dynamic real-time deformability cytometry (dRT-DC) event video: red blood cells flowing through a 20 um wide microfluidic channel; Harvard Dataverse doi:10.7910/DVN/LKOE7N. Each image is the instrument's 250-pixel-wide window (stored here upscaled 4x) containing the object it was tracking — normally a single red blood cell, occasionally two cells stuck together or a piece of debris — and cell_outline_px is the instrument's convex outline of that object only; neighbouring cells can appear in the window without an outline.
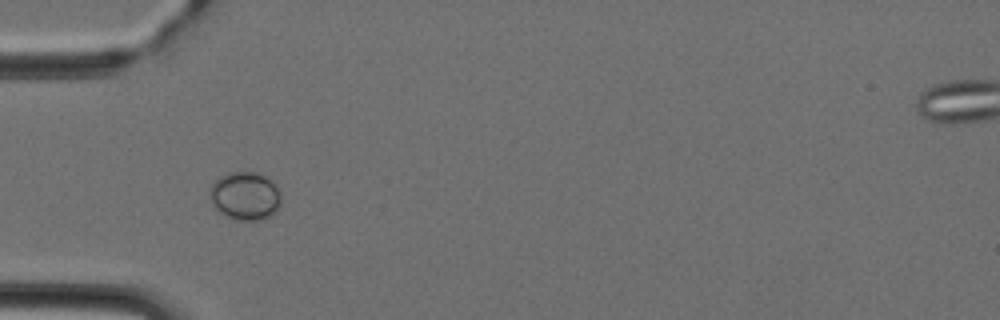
{"species": "Egyptian fruit bat (a non-hibernating species)", "species_latin": "Rousettus aegyptiacus", "temperature_condition": "cold", "stored_images_in_passage": 48, "camera_frame_rate_fps": 3000, "um_per_image_px": 0.085, "animal": {"sex": "female"}, "frame": {"image": 1, "passage_image": 15, "time_ms": 4.667, "image_size_px": [1000, 320], "cell_outline_px": [[280, 204], [276, 212], [264, 220], [236, 220], [220, 212], [212, 204], [208, 192], [212, 184], [220, 176], [228, 172], [252, 172], [264, 176], [272, 180], [276, 184], [280, 192]], "centroid_in_image_um": [20.84, 16.66], "position_along_channel_um": 64.2, "area_um2": 20.17}}
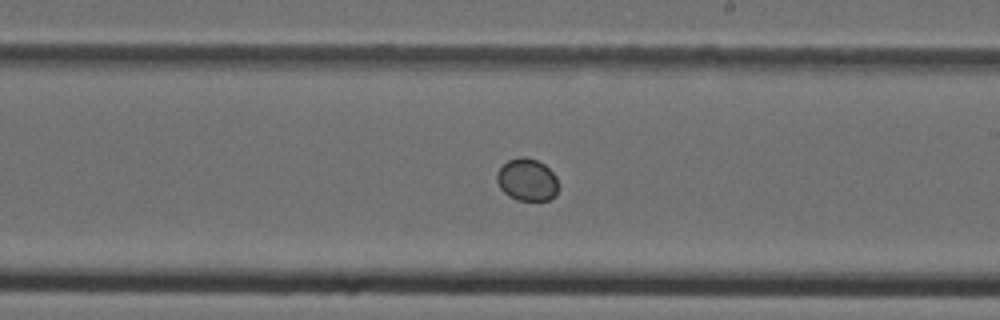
{"frame": {"image": 2, "passage_image": 28, "time_ms": 9.0, "image_size_px": [1000, 320], "cell_outline_px": [[556, 196], [548, 200], [516, 200], [508, 196], [500, 188], [496, 180], [496, 172], [508, 160], [520, 156], [524, 156], [536, 160], [544, 164], [556, 176]], "centroid_in_image_um": [44.77, 15.28], "position_along_channel_um": 244.2, "area_um2": 15.14}}
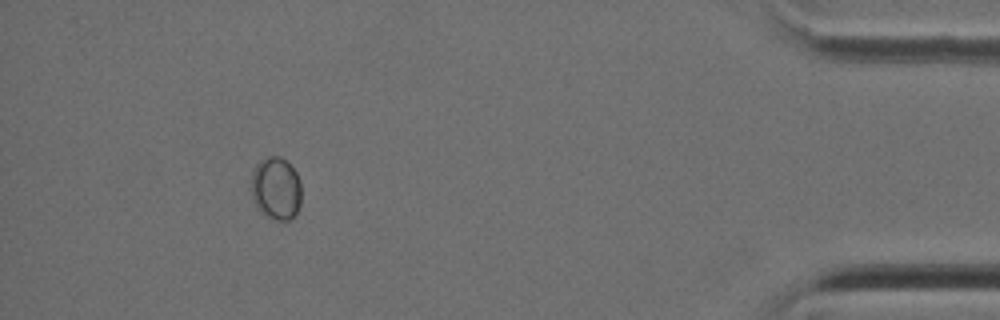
{"frame": {"image": 3, "passage_image": 44, "time_ms": 14.333, "image_size_px": [1000, 320], "cell_outline_px": [[300, 204], [292, 220], [276, 220], [264, 216], [256, 208], [252, 200], [252, 168], [260, 160], [268, 156], [280, 156], [296, 172], [300, 180]], "centroid_in_image_um": [23.43, 16.04], "position_along_channel_um": 411.8, "area_um2": 18.55}}